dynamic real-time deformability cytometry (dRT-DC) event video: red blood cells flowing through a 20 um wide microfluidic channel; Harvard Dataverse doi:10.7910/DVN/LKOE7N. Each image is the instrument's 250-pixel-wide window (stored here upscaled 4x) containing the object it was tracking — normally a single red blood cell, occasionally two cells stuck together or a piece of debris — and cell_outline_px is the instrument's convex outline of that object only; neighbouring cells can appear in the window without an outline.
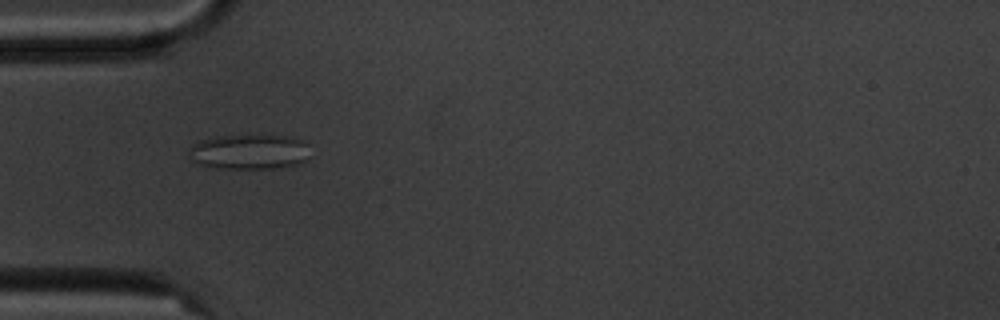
{"species": "common noctule bat (a hibernating species)", "species_latin": "Nyctalus noctula", "temperature_condition": "cold", "stored_images_in_passage": 4, "camera_frame_rate_fps": 3000, "um_per_image_px": 0.085, "animal": {"sex": "male", "body_mass_g": 20.1, "forearm_length_mm": 53.5}, "frame": {"image": 1, "passage_image": 3, "time_ms": 2.333, "image_size_px": [1000, 320], "cell_outline_px": [[308, 144], [304, 160], [300, 164], [280, 168], [216, 168], [200, 164], [192, 160], [188, 152], [188, 148], [192, 144], [200, 140], [216, 136], [248, 132], [284, 136], [300, 140]], "centroid_in_image_um": [21.13, 12.86], "position_along_channel_um": 63.9, "area_um2": 25.43}}
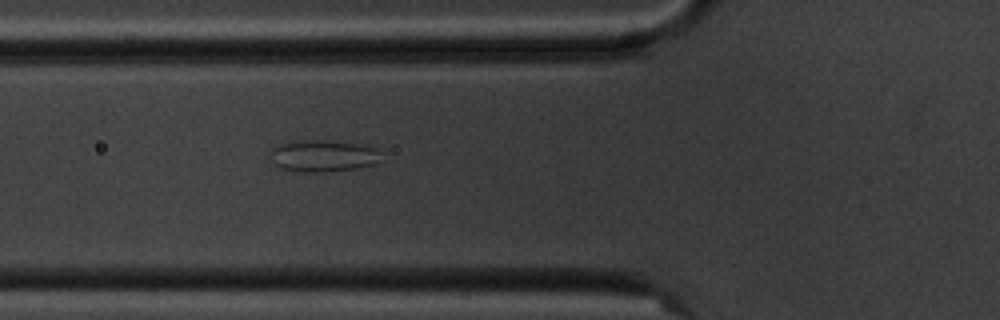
{"frame": {"image": 2, "passage_image": 4, "time_ms": 3.333, "image_size_px": [1000, 320], "cell_outline_px": [[380, 160], [376, 164], [356, 168], [324, 172], [296, 172], [280, 168], [276, 164], [268, 152], [272, 148], [280, 144], [300, 140], [324, 140], [364, 144], [376, 148], [380, 152]], "centroid_in_image_um": [27.48, 13.25], "position_along_channel_um": 98.3, "area_um2": 20.75}}